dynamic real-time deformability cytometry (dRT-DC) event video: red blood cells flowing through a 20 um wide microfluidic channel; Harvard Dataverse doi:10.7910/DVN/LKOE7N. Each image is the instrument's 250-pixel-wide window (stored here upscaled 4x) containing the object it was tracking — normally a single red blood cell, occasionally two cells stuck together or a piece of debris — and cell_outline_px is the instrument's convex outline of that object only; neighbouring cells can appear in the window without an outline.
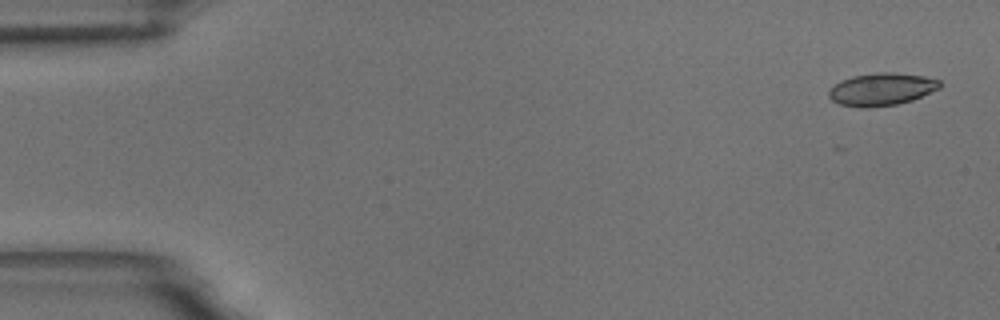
{"species": "common noctule bat (a hibernating species)", "species_latin": "Nyctalus noctula", "temperature_condition": "room temperature", "stored_images_in_passage": 9, "camera_frame_rate_fps": 3000, "um_per_image_px": 0.085, "animal": {"sex": "male", "body_mass_g": 18.8}, "frame": {"image": 1, "passage_image": 2, "time_ms": 0.333, "image_size_px": [1000, 320], "cell_outline_px": [[940, 88], [912, 100], [896, 104], [840, 104], [832, 100], [828, 96], [828, 92], [832, 84], [840, 80], [852, 76], [880, 72], [892, 72], [924, 76], [940, 80]], "centroid_in_image_um": [74.95, 7.52], "position_along_channel_um": 10.1, "area_um2": 20.23}}